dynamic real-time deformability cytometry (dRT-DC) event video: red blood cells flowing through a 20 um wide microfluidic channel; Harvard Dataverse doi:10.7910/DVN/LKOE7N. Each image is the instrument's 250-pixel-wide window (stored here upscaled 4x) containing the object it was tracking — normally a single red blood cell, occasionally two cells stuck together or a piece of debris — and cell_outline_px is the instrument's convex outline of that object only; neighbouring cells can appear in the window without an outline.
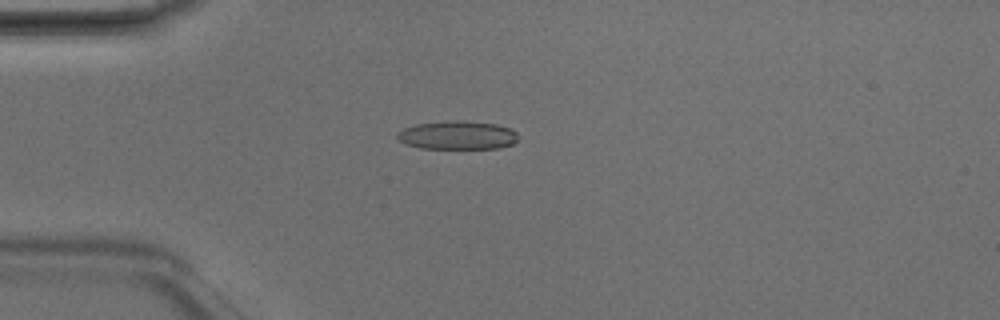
{"species": "Egyptian fruit bat (a non-hibernating species)", "species_latin": "Rousettus aegyptiacus", "temperature_condition": "room temperature", "stored_images_in_passage": 3, "camera_frame_rate_fps": 3000, "um_per_image_px": 0.085, "animal": {"sex": "male"}, "frame": {"image": 1, "passage_image": 3, "time_ms": 0.667, "image_size_px": [1000, 320], "cell_outline_px": [[516, 140], [512, 144], [500, 148], [420, 148], [408, 144], [400, 140], [396, 136], [396, 132], [404, 128], [416, 124], [452, 120], [464, 120], [496, 124], [512, 128], [516, 132]], "centroid_in_image_um": [38.89, 11.48], "position_along_channel_um": 46.1, "area_um2": 20.06}}